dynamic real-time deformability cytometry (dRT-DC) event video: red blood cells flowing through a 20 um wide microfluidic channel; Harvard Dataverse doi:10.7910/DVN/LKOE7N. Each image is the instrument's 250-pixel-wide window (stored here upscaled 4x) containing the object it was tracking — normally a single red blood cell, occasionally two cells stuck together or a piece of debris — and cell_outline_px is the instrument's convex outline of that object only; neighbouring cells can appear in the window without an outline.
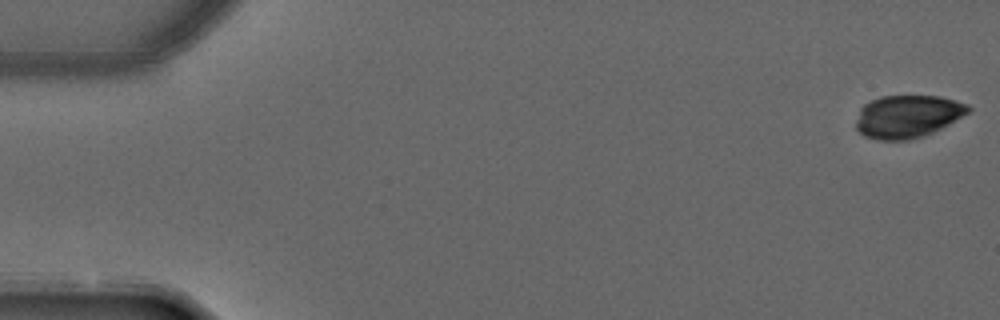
{"species": "common noctule bat (a hibernating species)", "species_latin": "Nyctalus noctula", "temperature_condition": "warm", "stored_images_in_passage": 5, "camera_frame_rate_fps": 3000, "um_per_image_px": 0.085, "animal": {"sex": "male", "forearm_length_mm": 52.5}, "frame": {"image": 1, "passage_image": 1, "time_ms": 0.0, "image_size_px": [1000, 320], "cell_outline_px": [[972, 108], [968, 112], [948, 124], [924, 136], [908, 140], [876, 140], [864, 136], [856, 128], [856, 120], [860, 108], [864, 104], [880, 96], [940, 96], [956, 100], [968, 104]], "centroid_in_image_um": [77.12, 9.89], "position_along_channel_um": 7.9, "area_um2": 27.92}}
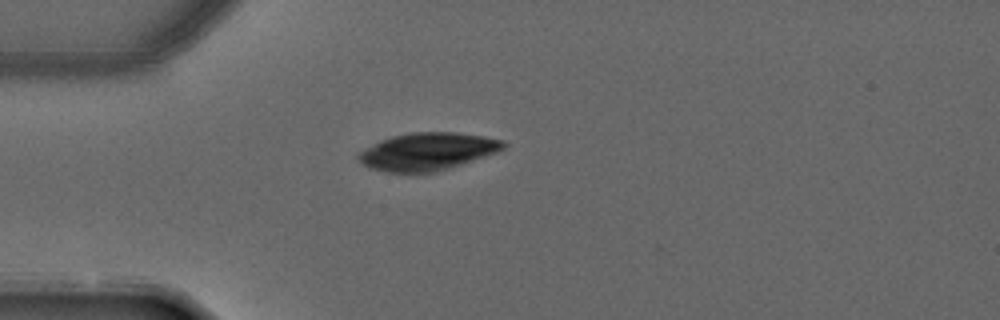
{"frame": {"image": 2, "passage_image": 4, "time_ms": 1.0, "image_size_px": [1000, 320], "cell_outline_px": [[508, 144], [504, 148], [496, 152], [432, 172], [384, 172], [368, 168], [356, 156], [360, 152], [380, 140], [392, 136], [408, 132], [456, 132], [484, 136], [504, 140]], "centroid_in_image_um": [36.31, 12.85], "position_along_channel_um": 48.7, "area_um2": 31.21}}